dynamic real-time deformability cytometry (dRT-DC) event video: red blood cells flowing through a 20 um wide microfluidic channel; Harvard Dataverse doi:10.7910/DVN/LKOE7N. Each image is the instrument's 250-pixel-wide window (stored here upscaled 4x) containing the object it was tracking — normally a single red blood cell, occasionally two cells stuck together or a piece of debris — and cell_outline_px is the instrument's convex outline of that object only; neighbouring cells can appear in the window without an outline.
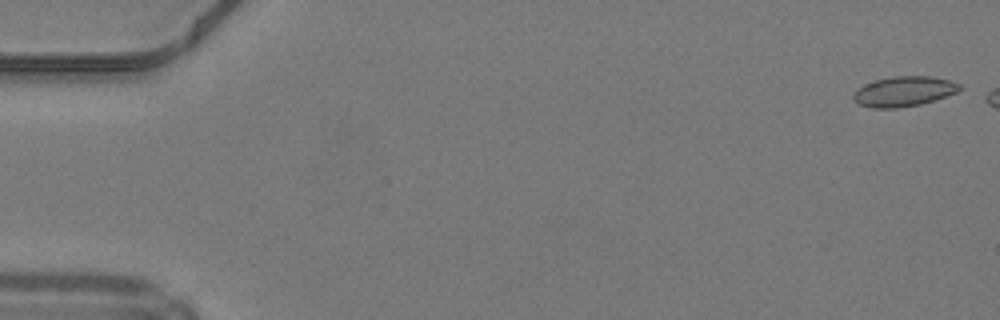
{"species": "common noctule bat (a hibernating species)", "species_latin": "Nyctalus noctula", "temperature_condition": "warm", "stored_images_in_passage": 6, "camera_frame_rate_fps": 3000, "um_per_image_px": 0.085, "animal": {"sex": "male", "body_mass_g": 19.2, "forearm_length_mm": 51.8}, "frame": {"image": 1, "passage_image": 1, "time_ms": 0.0, "image_size_px": [1000, 320], "cell_outline_px": [[964, 88], [956, 92], [920, 104], [900, 108], [872, 108], [856, 104], [852, 100], [852, 96], [856, 88], [864, 84], [876, 80], [892, 76], [932, 76], [948, 80], [960, 84]], "centroid_in_image_um": [76.76, 7.77], "position_along_channel_um": 8.2, "area_um2": 18.73}}